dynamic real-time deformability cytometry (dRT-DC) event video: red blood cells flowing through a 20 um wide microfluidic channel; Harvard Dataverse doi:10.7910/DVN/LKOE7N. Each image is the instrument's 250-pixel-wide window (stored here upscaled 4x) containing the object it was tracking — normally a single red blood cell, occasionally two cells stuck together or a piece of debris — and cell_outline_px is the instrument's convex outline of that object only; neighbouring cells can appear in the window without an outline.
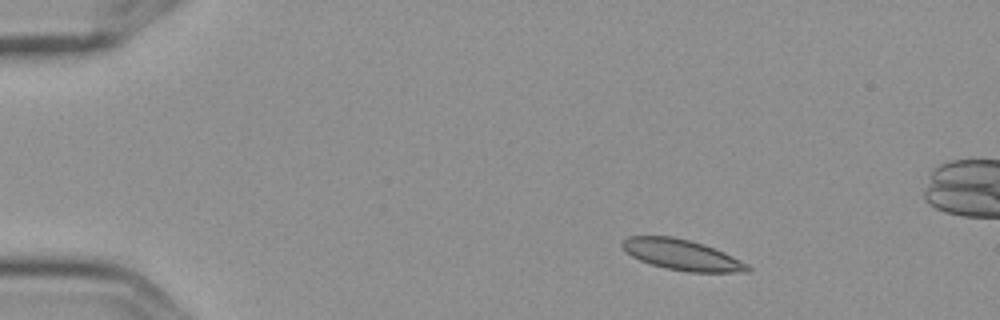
{"species": "Egyptian fruit bat (a non-hibernating species)", "species_latin": "Rousettus aegyptiacus", "temperature_condition": "cold", "stored_images_in_passage": 5, "camera_frame_rate_fps": 3000, "um_per_image_px": 0.085, "frame": {"image": 1, "passage_image": 2, "time_ms": 0.333, "image_size_px": [1000, 320], "cell_outline_px": [[752, 268], [748, 272], [688, 272], [664, 268], [640, 260], [632, 256], [620, 244], [628, 236], [672, 236], [704, 244], [724, 252], [748, 264]], "centroid_in_image_um": [57.98, 21.66], "position_along_channel_um": 27.0, "area_um2": 22.25}}